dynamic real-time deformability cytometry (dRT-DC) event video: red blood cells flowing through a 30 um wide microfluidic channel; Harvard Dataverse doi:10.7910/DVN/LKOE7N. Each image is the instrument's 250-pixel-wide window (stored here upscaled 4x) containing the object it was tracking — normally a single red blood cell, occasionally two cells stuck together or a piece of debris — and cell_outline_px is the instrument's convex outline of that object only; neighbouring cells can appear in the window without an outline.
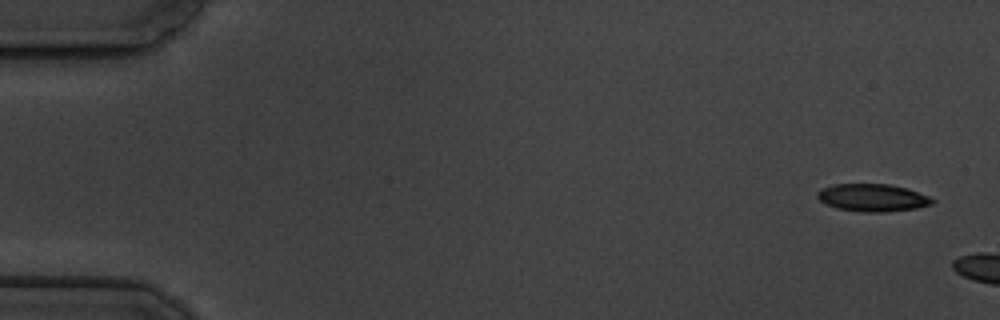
{"species": "common noctule bat (a hibernating species)", "species_latin": "Nyctalus noctula", "temperature_condition": "cold", "stored_images_in_passage": 3, "camera_frame_rate_fps": 3000, "um_per_image_px": 0.085, "animal": {"sex": "male", "body_mass_g": 19.5, "forearm_length_mm": 54.6}, "frame": {"image": 1, "passage_image": 1, "time_ms": 0.0, "image_size_px": [1000, 320], "cell_outline_px": [[936, 200], [932, 204], [916, 208], [888, 212], [868, 212], [836, 208], [824, 204], [816, 196], [816, 192], [832, 184], [892, 184], [908, 188], [928, 196]], "centroid_in_image_um": [74.17, 16.8], "position_along_channel_um": 10.8, "area_um2": 18.55}}